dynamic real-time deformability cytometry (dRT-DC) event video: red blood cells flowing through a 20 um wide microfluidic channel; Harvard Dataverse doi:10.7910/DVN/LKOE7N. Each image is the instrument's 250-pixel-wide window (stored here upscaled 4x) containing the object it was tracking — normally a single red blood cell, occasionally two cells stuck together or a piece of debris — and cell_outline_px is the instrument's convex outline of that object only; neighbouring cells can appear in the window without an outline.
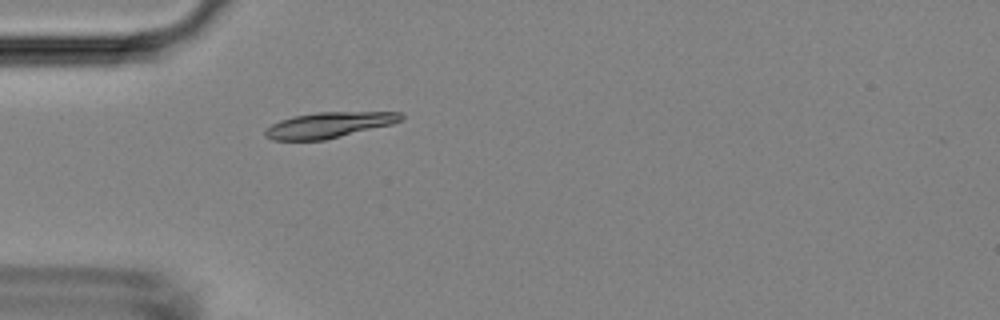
{"species": "Egyptian fruit bat (a non-hibernating species)", "species_latin": "Rousettus aegyptiacus", "temperature_condition": "room temperature", "stored_images_in_passage": 1, "camera_frame_rate_fps": 3000, "um_per_image_px": 0.085, "animal": {"sex": "female"}, "frame": {"image": 1, "passage_image": 1, "time_ms": 0.0, "image_size_px": [1000, 320], "cell_outline_px": [[404, 120], [392, 124], [324, 140], [272, 140], [264, 136], [264, 128], [280, 120], [292, 116], [316, 112], [400, 112], [404, 116]], "centroid_in_image_um": [27.93, 10.62], "position_along_channel_um": 57.1, "area_um2": 20.4}}